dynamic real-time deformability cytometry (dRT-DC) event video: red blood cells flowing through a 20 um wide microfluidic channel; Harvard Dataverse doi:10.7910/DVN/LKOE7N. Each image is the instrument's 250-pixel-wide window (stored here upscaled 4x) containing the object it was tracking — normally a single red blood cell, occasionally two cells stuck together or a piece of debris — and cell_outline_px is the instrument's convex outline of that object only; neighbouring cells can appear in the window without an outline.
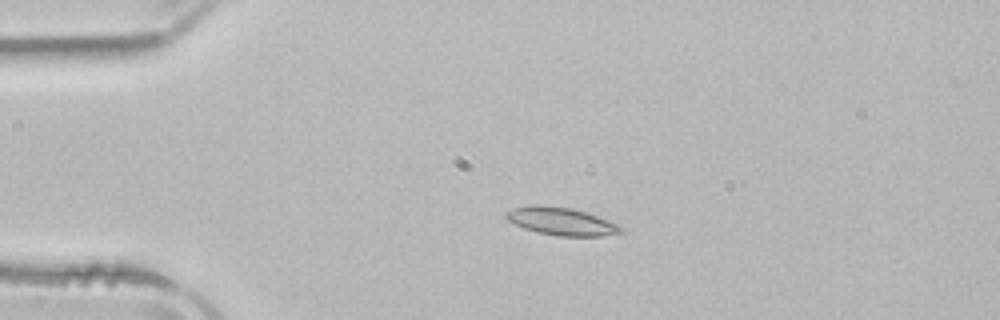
{"species": "common noctule bat (a hibernating species)", "species_latin": "Nyctalus noctula", "temperature_condition": "room temperature", "stored_images_in_passage": 3, "camera_frame_rate_fps": 3000, "um_per_image_px": 0.085, "animal": {"sex": "male", "body_mass_g": 21.5, "forearm_length_mm": 52.0}, "frame": {"image": 1, "passage_image": 2, "time_ms": 1.667, "image_size_px": [1000, 320], "cell_outline_px": [[624, 228], [620, 232], [600, 236], [556, 236], [536, 232], [524, 228], [508, 220], [504, 216], [504, 212], [512, 208], [532, 204], [536, 204], [572, 208], [620, 224]], "centroid_in_image_um": [47.67, 18.8], "position_along_channel_um": 37.3, "area_um2": 18.61}}